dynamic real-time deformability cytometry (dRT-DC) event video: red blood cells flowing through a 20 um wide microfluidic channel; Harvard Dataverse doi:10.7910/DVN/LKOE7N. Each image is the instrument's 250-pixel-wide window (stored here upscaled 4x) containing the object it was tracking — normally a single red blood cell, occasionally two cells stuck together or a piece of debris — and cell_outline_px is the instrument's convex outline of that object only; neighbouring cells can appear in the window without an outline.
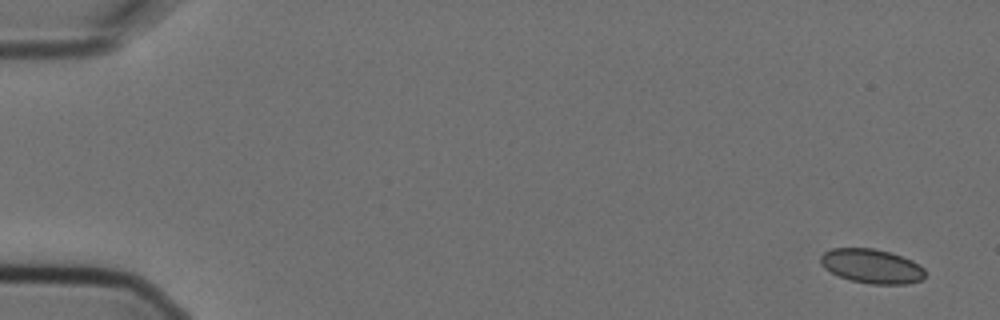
{"species": "Egyptian fruit bat (a non-hibernating species)", "species_latin": "Rousettus aegyptiacus", "temperature_condition": "cold", "stored_images_in_passage": 6, "camera_frame_rate_fps": 3000, "um_per_image_px": 0.085, "animal": {"sex": "female"}, "frame": {"image": 1, "passage_image": 1, "time_ms": 0.0, "image_size_px": [1000, 320], "cell_outline_px": [[924, 276], [920, 280], [908, 284], [872, 284], [852, 280], [840, 276], [824, 268], [820, 264], [820, 256], [824, 252], [832, 248], [872, 248], [888, 252], [912, 260], [920, 264], [924, 268]], "centroid_in_image_um": [74.09, 22.62], "position_along_channel_um": 10.9, "area_um2": 20.75}}
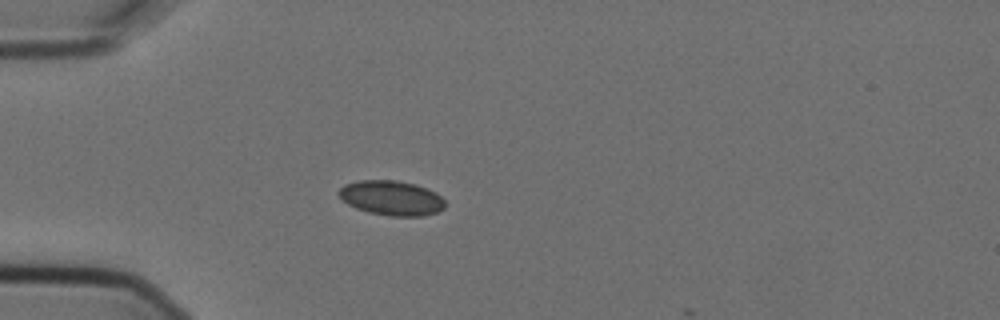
{"frame": {"image": 2, "passage_image": 5, "time_ms": 1.333, "image_size_px": [1000, 320], "cell_outline_px": [[444, 208], [436, 212], [424, 216], [388, 216], [368, 212], [356, 208], [348, 204], [336, 192], [344, 184], [360, 180], [396, 180], [416, 184], [436, 192], [444, 200]], "centroid_in_image_um": [33.27, 16.82], "position_along_channel_um": 51.7, "area_um2": 21.56}}